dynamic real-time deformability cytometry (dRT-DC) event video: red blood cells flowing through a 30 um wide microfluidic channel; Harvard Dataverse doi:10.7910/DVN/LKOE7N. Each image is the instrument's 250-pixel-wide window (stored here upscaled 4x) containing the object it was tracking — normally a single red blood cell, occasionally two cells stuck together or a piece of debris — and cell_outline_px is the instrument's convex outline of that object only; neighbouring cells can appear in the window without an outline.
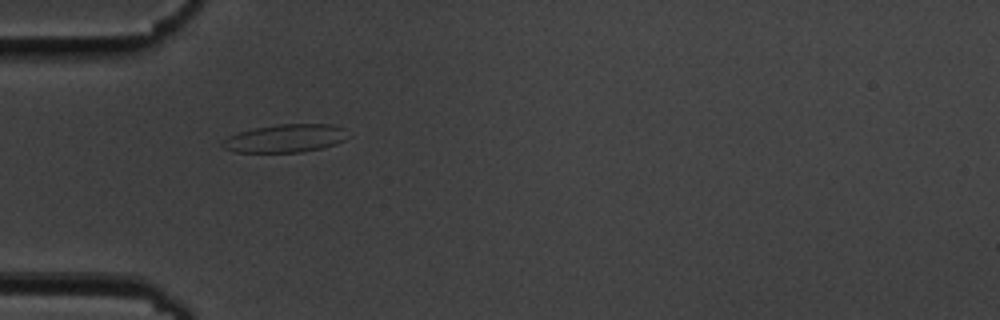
{"species": "common noctule bat (a hibernating species)", "species_latin": "Nyctalus noctula", "temperature_condition": "cold", "stored_images_in_passage": 40, "camera_frame_rate_fps": 3000, "um_per_image_px": 0.085, "animal": {"sex": "male", "body_mass_g": 19.5, "forearm_length_mm": 54.6}, "frame": {"image": 1, "passage_image": 1, "time_ms": 0.0, "image_size_px": [1000, 320], "cell_outline_px": [[352, 136], [336, 144], [320, 148], [300, 152], [236, 152], [224, 148], [220, 144], [228, 136], [252, 128], [280, 124], [332, 124], [344, 128]], "centroid_in_image_um": [24.3, 11.75], "position_along_channel_um": 60.7, "area_um2": 20.63}}
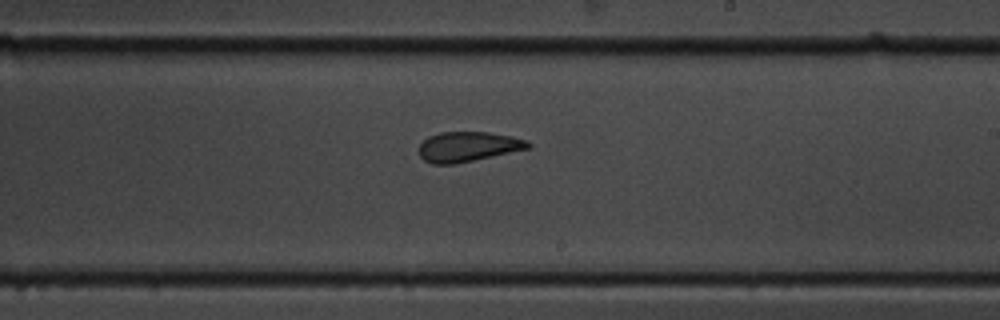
{"frame": {"image": 2, "passage_image": 17, "time_ms": 5.333, "image_size_px": [1000, 320], "cell_outline_px": [[532, 148], [456, 164], [432, 164], [424, 160], [416, 152], [420, 144], [428, 136], [440, 132], [488, 132], [512, 136], [528, 140], [532, 144]], "centroid_in_image_um": [39.79, 12.47], "position_along_channel_um": 249.2, "area_um2": 19.42}}
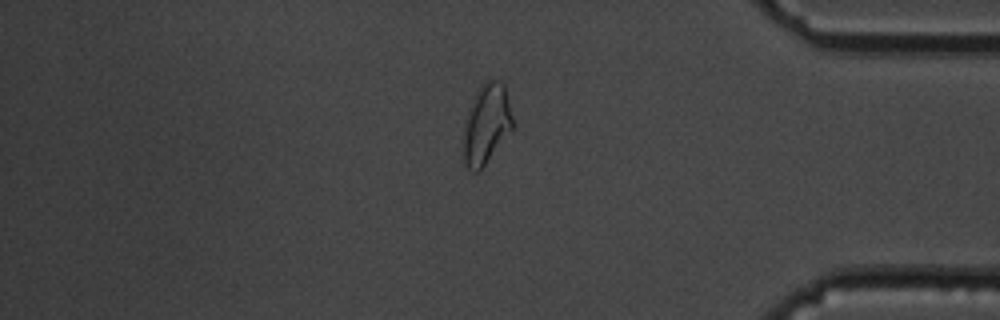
{"frame": {"image": 3, "passage_image": 31, "time_ms": 10.0, "image_size_px": [1000, 320], "cell_outline_px": [[512, 128], [484, 164], [476, 172], [472, 172], [468, 168], [464, 160], [464, 128], [468, 108], [480, 84], [484, 80], [500, 80], [504, 84], [512, 116]], "centroid_in_image_um": [41.33, 10.48], "position_along_channel_um": 393.9, "area_um2": 22.37}, "authors_computed_cell_mechanics": {"area_um2": 19.6809, "velocity_mm_per_s": 3.5994, "shape_relaxation_time_tau1_ms": 3.8092, "shape_relaxation_time_tau2_ms": 2.0619, "deformation_change_tau1": 0.1335, "deformation_change_tau2": 0.1076}}